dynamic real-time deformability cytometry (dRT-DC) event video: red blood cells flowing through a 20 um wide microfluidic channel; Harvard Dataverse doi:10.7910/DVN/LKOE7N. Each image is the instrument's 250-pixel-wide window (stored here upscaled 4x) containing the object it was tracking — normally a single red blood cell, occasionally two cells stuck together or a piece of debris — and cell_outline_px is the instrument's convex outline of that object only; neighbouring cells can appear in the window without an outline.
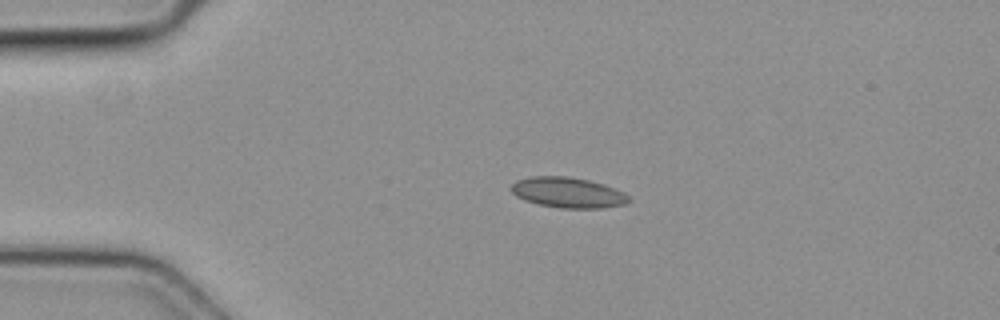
{"species": "common noctule bat (a hibernating species)", "species_latin": "Nyctalus noctula", "temperature_condition": "cold", "stored_images_in_passage": 2, "camera_frame_rate_fps": 3000, "um_per_image_px": 0.085, "animal": {"sex": "female", "body_mass_g": 19.3, "forearm_length_mm": 54.1}, "frame": {"image": 1, "passage_image": 2, "time_ms": 0.333, "image_size_px": [1000, 320], "cell_outline_px": [[632, 200], [624, 204], [604, 208], [560, 208], [540, 204], [524, 200], [516, 196], [512, 192], [512, 184], [516, 180], [532, 176], [568, 176], [588, 180], [604, 184], [624, 192]], "centroid_in_image_um": [48.29, 16.36], "position_along_channel_um": 36.7, "area_um2": 20.87}}